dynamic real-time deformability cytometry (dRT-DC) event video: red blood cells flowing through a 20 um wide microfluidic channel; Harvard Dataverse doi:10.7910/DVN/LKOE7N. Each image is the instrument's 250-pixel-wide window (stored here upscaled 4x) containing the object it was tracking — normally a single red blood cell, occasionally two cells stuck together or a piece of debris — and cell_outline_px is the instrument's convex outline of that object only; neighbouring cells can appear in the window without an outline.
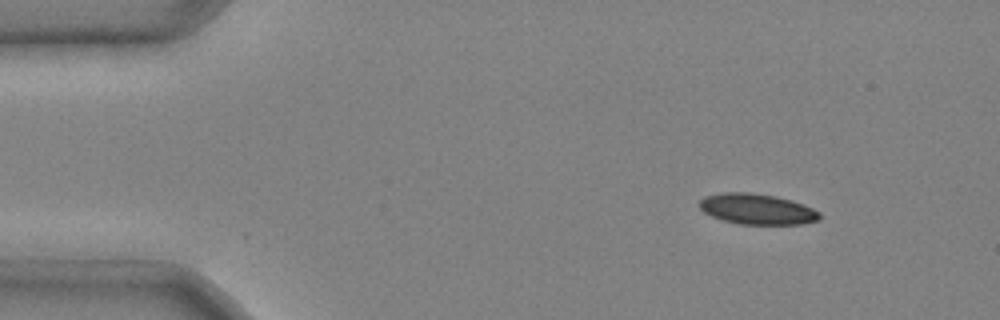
{"species": "common noctule bat (a hibernating species)", "species_latin": "Nyctalus noctula", "temperature_condition": "cold", "stored_images_in_passage": 5, "segment_of_instrument_passage": [2, 2], "camera_frame_rate_fps": 3000, "um_per_image_px": 0.085, "animal": {"sex": "male", "body_mass_g": 20.4}, "frame": {"image": 1, "passage_image": 5, "time_ms": 1.333, "image_size_px": [1000, 320], "cell_outline_px": [[820, 220], [804, 224], [740, 224], [724, 220], [712, 216], [704, 212], [700, 208], [700, 200], [704, 196], [720, 192], [748, 192], [776, 196], [792, 200], [804, 204], [820, 212]], "centroid_in_image_um": [64.37, 17.76], "position_along_channel_um": 20.6, "area_um2": 21.56}}